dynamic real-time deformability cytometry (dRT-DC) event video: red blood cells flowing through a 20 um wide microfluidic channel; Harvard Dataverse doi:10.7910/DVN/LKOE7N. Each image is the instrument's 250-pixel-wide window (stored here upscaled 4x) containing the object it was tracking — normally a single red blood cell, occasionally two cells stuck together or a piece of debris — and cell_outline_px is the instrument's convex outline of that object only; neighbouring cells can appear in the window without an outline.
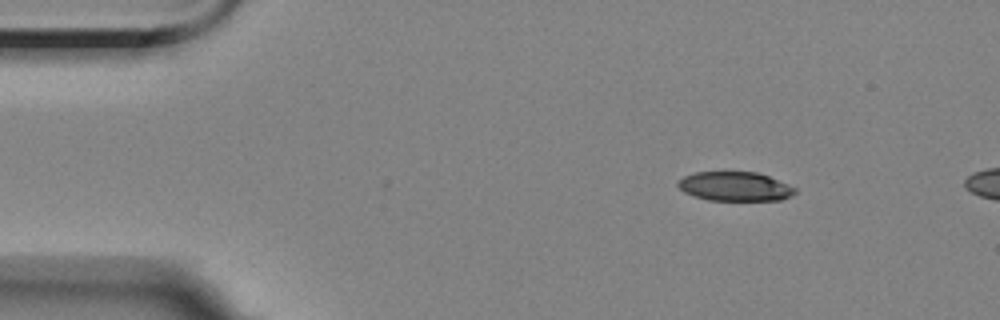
{"species": "Egyptian fruit bat (a non-hibernating species)", "species_latin": "Rousettus aegyptiacus", "temperature_condition": "room temperature", "stored_images_in_passage": 5, "camera_frame_rate_fps": 3000, "um_per_image_px": 0.085, "animal": {"sex": "female"}, "frame": {"image": 1, "passage_image": 1, "time_ms": 0.0, "image_size_px": [1000, 320], "cell_outline_px": [[796, 192], [792, 196], [780, 200], [708, 200], [684, 192], [676, 184], [684, 176], [696, 172], [756, 172], [768, 176], [788, 184], [796, 188]], "centroid_in_image_um": [62.49, 15.85], "position_along_channel_um": 22.5, "area_um2": 19.77}}